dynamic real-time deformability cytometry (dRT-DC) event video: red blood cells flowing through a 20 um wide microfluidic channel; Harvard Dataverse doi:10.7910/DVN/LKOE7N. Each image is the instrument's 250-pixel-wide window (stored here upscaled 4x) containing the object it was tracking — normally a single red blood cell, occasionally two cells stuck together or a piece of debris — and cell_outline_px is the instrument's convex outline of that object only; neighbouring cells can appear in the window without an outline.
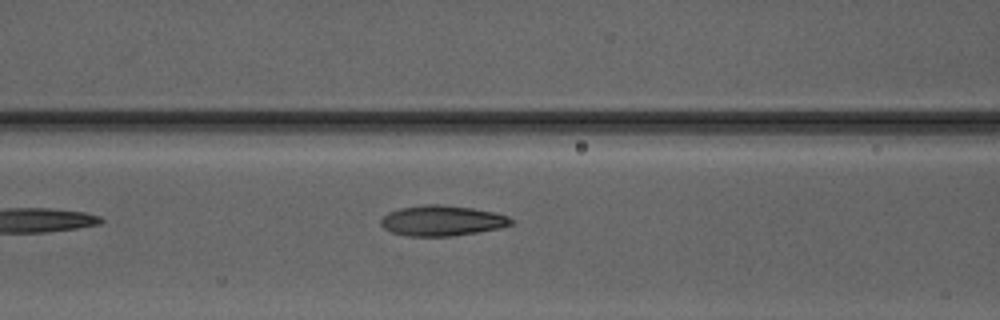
{"species": "Egyptian fruit bat (a non-hibernating species)", "species_latin": "Rousettus aegyptiacus", "temperature_condition": "warm", "stored_images_in_passage": 4, "camera_frame_rate_fps": 3000, "um_per_image_px": 0.085, "animal": {"sex": "male"}, "frame": {"image": 1, "passage_image": 4, "time_ms": 3.667, "image_size_px": [1000, 320], "cell_outline_px": [[516, 220], [512, 224], [500, 228], [452, 236], [408, 236], [392, 232], [384, 228], [380, 224], [380, 220], [388, 212], [400, 208], [424, 204], [440, 204], [472, 208], [496, 212], [508, 216]], "centroid_in_image_um": [37.59, 18.75], "position_along_channel_um": 129.0, "area_um2": 23.18}}